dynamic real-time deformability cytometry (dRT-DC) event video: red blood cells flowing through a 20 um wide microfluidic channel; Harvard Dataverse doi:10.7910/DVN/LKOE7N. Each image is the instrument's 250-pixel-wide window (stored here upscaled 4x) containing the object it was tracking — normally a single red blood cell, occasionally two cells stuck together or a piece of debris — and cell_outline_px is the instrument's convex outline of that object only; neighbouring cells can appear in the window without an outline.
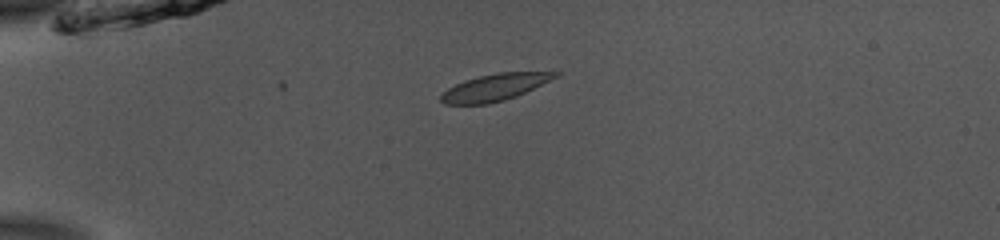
{"species": "common noctule bat (a hibernating species)", "species_latin": "Nyctalus noctula", "temperature_condition": "room temperature", "stored_images_in_passage": 36, "camera_frame_rate_fps": 3000, "um_per_image_px": 0.085, "animal": {"sex": "male", "body_mass_g": 13.0, "forearm_length_mm": 53.1}, "frame": {"image": 1, "passage_image": 1, "time_ms": 0.0, "image_size_px": [1000, 240], "cell_outline_px": [[560, 76], [516, 96], [504, 100], [488, 104], [444, 104], [440, 100], [440, 96], [448, 88], [464, 80], [496, 72], [560, 72]], "centroid_in_image_um": [42.06, 7.42], "position_along_channel_um": 42.9, "area_um2": 17.74}}
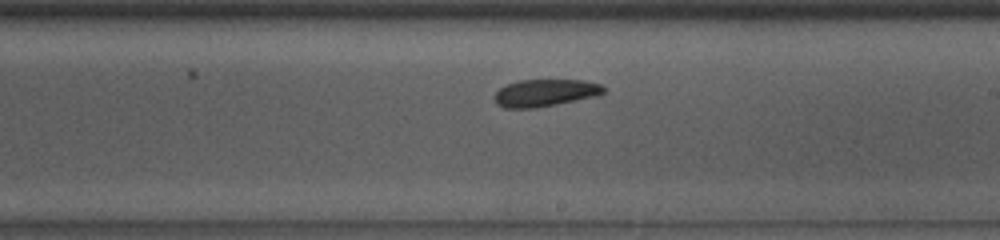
{"frame": {"image": 2, "passage_image": 19, "time_ms": 6.0, "image_size_px": [1000, 240], "cell_outline_px": [[604, 92], [596, 96], [536, 108], [504, 108], [496, 104], [496, 92], [500, 88], [508, 84], [520, 80], [584, 80], [600, 84], [604, 88]], "centroid_in_image_um": [46.33, 7.89], "position_along_channel_um": 242.7, "area_um2": 17.11}}
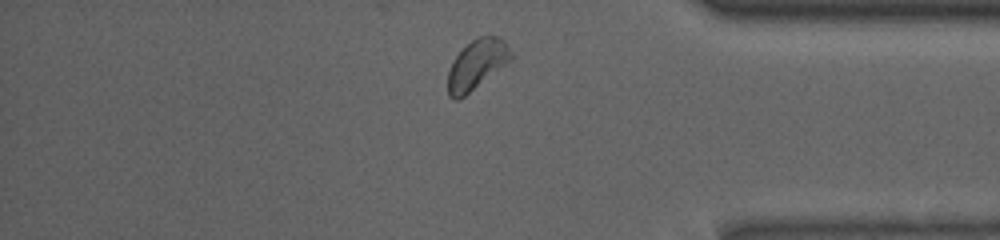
{"frame": {"image": 3, "passage_image": 32, "time_ms": 10.333, "image_size_px": [1000, 240], "cell_outline_px": [[512, 60], [464, 96], [456, 100], [452, 100], [448, 96], [448, 72], [456, 56], [476, 36], [496, 36], [504, 40], [512, 52]], "centroid_in_image_um": [40.54, 5.48], "position_along_channel_um": 394.7, "area_um2": 18.03}, "authors_computed_cell_mechanics": {"area_um2": 17.629, "velocity_mm_per_s": 3.8335, "shape_relaxation_time_tau1_ms": 3.1249, "shape_relaxation_time_tau2_ms": 2.6202, "deformation_change_tau1": 0.0605, "deformation_change_tau2": 0.0506}}